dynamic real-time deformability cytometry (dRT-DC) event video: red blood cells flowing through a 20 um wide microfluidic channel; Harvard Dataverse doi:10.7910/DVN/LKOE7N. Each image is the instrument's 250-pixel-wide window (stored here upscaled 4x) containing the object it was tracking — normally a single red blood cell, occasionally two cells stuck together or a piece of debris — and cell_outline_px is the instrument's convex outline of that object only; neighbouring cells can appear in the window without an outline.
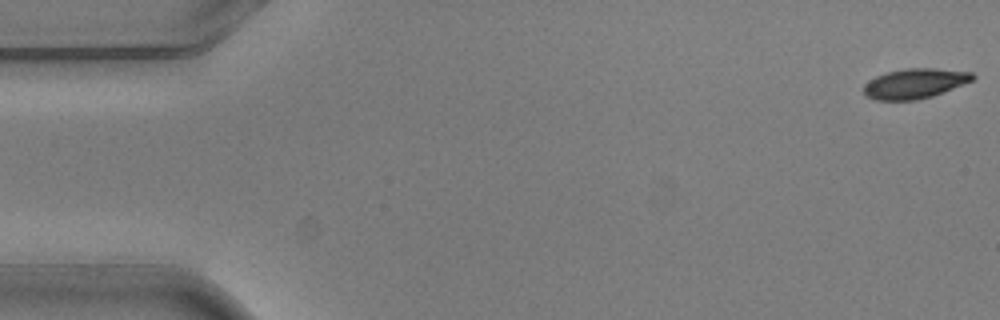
{"species": "common noctule bat (a hibernating species)", "species_latin": "Nyctalus noctula", "temperature_condition": "warm", "stored_images_in_passage": 4, "camera_frame_rate_fps": 3000, "um_per_image_px": 0.085, "animal": {"sex": "male", "body_mass_g": 20.5, "forearm_length_mm": 52.5}, "frame": {"image": 1, "passage_image": 1, "time_ms": 0.0, "image_size_px": [1000, 320], "cell_outline_px": [[976, 76], [972, 80], [932, 96], [916, 100], [876, 100], [868, 96], [864, 92], [864, 84], [868, 80], [876, 76], [888, 72], [908, 68], [936, 68], [972, 72]], "centroid_in_image_um": [77.75, 7.09], "position_along_channel_um": 7.3, "area_um2": 18.79}}